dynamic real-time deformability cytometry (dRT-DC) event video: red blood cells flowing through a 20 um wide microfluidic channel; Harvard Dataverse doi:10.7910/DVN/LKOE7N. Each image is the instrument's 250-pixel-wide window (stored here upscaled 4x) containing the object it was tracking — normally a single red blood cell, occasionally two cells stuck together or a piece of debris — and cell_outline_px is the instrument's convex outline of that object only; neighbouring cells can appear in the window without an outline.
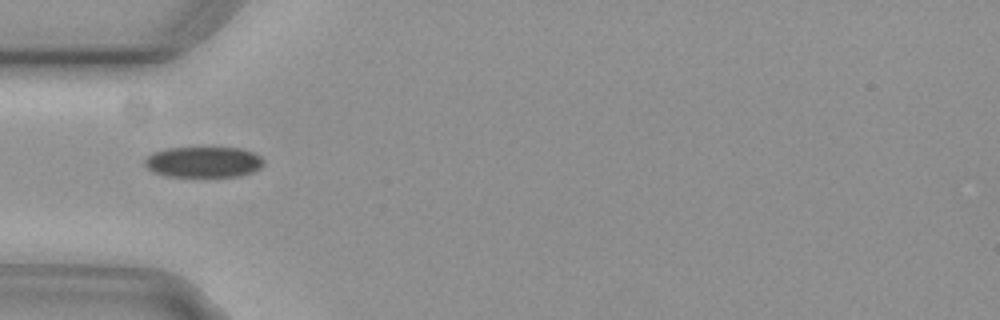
{"species": "common noctule bat (a hibernating species)", "species_latin": "Nyctalus noctula", "temperature_condition": "cold", "stored_images_in_passage": 3, "camera_frame_rate_fps": 3000, "um_per_image_px": 0.085, "animal": {"sex": "female", "body_mass_g": 29.2, "forearm_length_mm": 56.3}, "frame": {"image": 1, "passage_image": 1, "time_ms": 0.0, "image_size_px": [1000, 320], "cell_outline_px": [[264, 164], [260, 168], [252, 172], [236, 176], [168, 176], [152, 172], [144, 164], [144, 160], [152, 152], [168, 148], [240, 148], [256, 152], [264, 160]], "centroid_in_image_um": [17.31, 13.76], "position_along_channel_um": 67.7, "area_um2": 21.33}}